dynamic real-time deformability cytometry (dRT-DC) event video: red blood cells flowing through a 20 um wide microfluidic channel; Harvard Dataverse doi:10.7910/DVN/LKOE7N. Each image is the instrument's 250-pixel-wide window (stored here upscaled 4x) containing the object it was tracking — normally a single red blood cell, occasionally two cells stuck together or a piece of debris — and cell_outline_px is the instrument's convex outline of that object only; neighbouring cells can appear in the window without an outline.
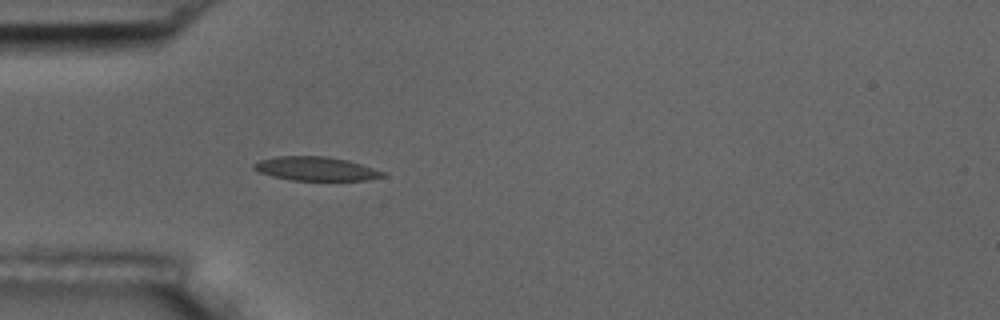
{"species": "common noctule bat (a hibernating species)", "species_latin": "Nyctalus noctula", "temperature_condition": "room temperature", "stored_images_in_passage": 5, "camera_frame_rate_fps": 3000, "um_per_image_px": 0.085, "animal": {"sex": "male", "body_mass_g": 17.5, "forearm_length_mm": 52.3}, "frame": {"image": 1, "passage_image": 5, "time_ms": 4.667, "image_size_px": [1000, 320], "cell_outline_px": [[384, 176], [368, 180], [292, 180], [272, 176], [260, 172], [252, 168], [252, 164], [260, 160], [276, 156], [328, 156], [348, 160], [384, 172]], "centroid_in_image_um": [26.81, 14.33], "position_along_channel_um": 58.2, "area_um2": 17.8}}